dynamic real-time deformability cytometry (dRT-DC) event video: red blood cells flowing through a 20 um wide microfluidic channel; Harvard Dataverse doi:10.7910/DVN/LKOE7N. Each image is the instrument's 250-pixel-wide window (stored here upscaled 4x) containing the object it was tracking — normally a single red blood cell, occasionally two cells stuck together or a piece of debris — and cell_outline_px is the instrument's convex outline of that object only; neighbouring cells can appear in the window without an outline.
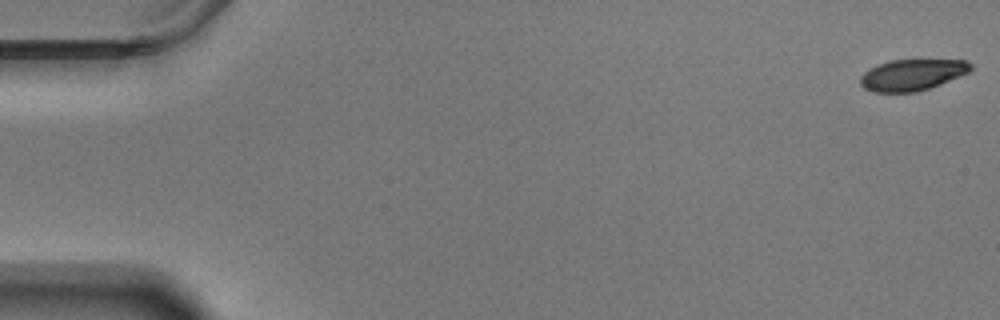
{"species": "Egyptian fruit bat (a non-hibernating species)", "species_latin": "Rousettus aegyptiacus", "temperature_condition": "warm", "stored_images_in_passage": 58, "camera_frame_rate_fps": 3000, "um_per_image_px": 0.085, "animal": {"sex": "male"}, "frame": {"image": 1, "passage_image": 1, "time_ms": 0.0, "image_size_px": [1000, 320], "cell_outline_px": [[972, 68], [968, 72], [940, 84], [916, 92], [872, 92], [864, 88], [860, 84], [860, 76], [864, 72], [880, 64], [892, 60], [968, 60], [972, 64]], "centroid_in_image_um": [77.53, 6.36], "position_along_channel_um": 7.5, "area_um2": 19.88}}
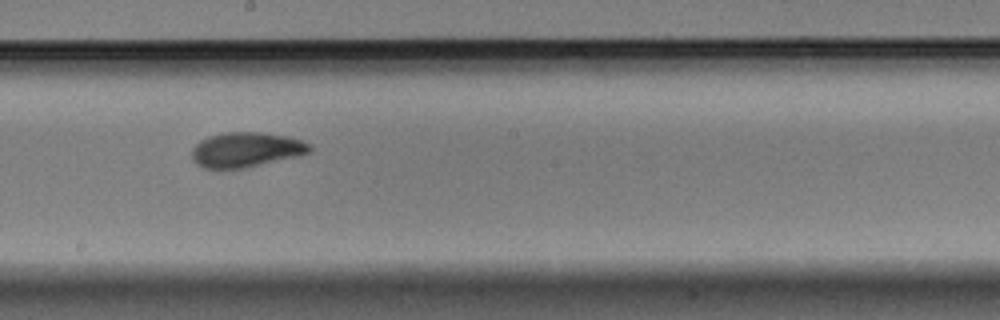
{"frame": {"image": 2, "passage_image": 33, "time_ms": 10.667, "image_size_px": [1000, 320], "cell_outline_px": [[312, 148], [308, 152], [300, 156], [244, 168], [204, 168], [196, 164], [192, 160], [192, 148], [200, 140], [208, 136], [224, 132], [260, 132], [288, 136], [300, 140], [308, 144]], "centroid_in_image_um": [20.89, 12.72], "position_along_channel_um": 227.3, "area_um2": 23.99}}
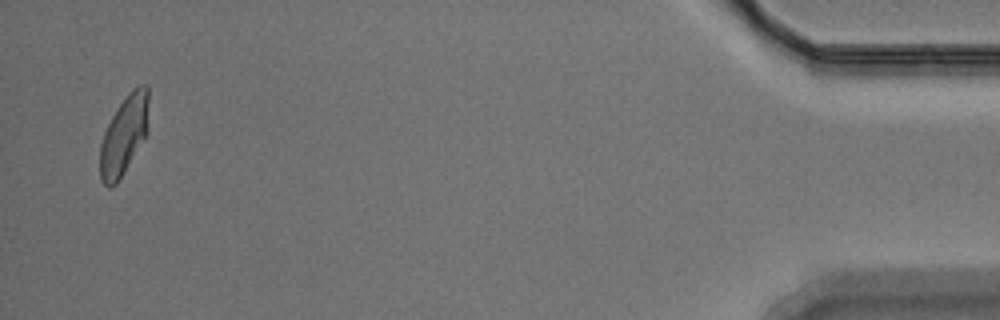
{"frame": {"image": 3, "passage_image": 57, "time_ms": 18.667, "image_size_px": [1000, 320], "cell_outline_px": [[148, 132], [116, 184], [112, 188], [108, 188], [100, 180], [100, 144], [104, 132], [116, 108], [128, 92], [136, 84], [148, 84]], "centroid_in_image_um": [10.54, 11.44], "position_along_channel_um": 424.7, "area_um2": 22.54}, "authors_computed_cell_mechanics": {"area_um2": 23.0622, "velocity_mm_per_s": 3.5039, "shape_relaxation_time_tau1_ms": 3.1222, "shape_relaxation_time_tau2_ms": 1.5221, "deformation_change_tau1": 0.1419, "deformation_change_tau2": 0.0569}}